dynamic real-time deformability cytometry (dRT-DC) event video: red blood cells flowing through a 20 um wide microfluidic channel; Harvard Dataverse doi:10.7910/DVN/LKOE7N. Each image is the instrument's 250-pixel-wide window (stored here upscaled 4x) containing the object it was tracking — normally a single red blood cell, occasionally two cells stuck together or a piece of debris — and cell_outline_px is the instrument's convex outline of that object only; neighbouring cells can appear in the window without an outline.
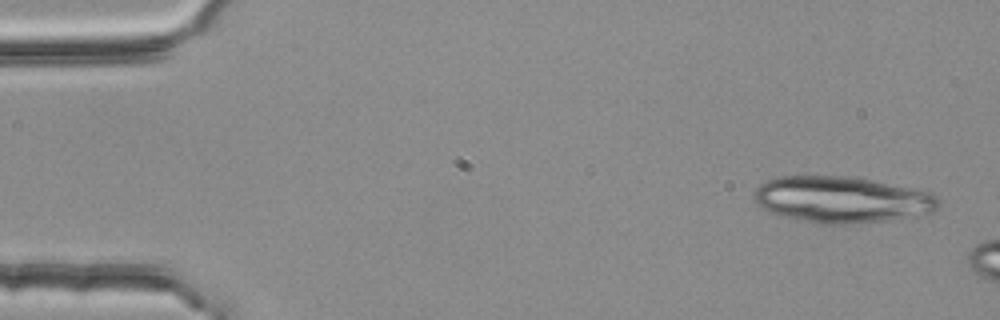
{"species": "common noctule bat (a hibernating species)", "species_latin": "Nyctalus noctula", "temperature_condition": "room temperature", "stored_images_in_passage": 3, "camera_frame_rate_fps": 3000, "um_per_image_px": 0.085, "animal": {"sex": "female", "body_mass_g": 25.1}, "frame": {"image": 1, "passage_image": 1, "time_ms": 0.0, "image_size_px": [1000, 320], "cell_outline_px": [[940, 208], [932, 212], [916, 216], [888, 220], [856, 224], [824, 224], [780, 216], [760, 208], [756, 204], [752, 196], [752, 192], [764, 180], [776, 176], [848, 176], [872, 180], [932, 192], [940, 200]], "centroid_in_image_um": [71.53, 16.96], "position_along_channel_um": 13.5, "area_um2": 50.46}}